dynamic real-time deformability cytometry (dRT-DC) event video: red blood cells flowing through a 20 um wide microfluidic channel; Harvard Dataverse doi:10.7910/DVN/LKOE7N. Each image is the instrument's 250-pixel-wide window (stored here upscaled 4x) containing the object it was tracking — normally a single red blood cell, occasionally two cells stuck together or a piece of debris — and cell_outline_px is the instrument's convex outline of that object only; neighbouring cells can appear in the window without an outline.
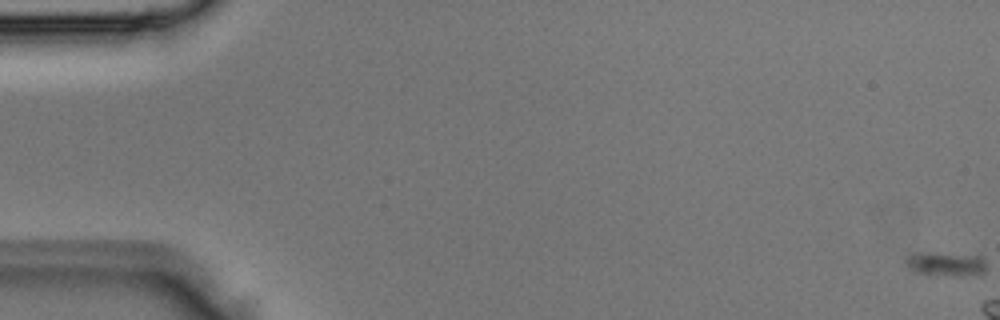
{"species": "Egyptian fruit bat (a non-hibernating species)", "species_latin": "Rousettus aegyptiacus", "temperature_condition": "room temperature", "stored_images_in_passage": 6, "segment_of_instrument_passage": [1, 2], "camera_frame_rate_fps": 3000, "um_per_image_px": 0.085, "animal": {"sex": "male"}, "frame": {"image": 1, "passage_image": 1, "time_ms": 0.0, "image_size_px": [1000, 320], "cell_outline_px": [[984, 272], [916, 272], [908, 268], [904, 260], [904, 256], [908, 252], [928, 252], [984, 256]], "centroid_in_image_um": [80.22, 22.31], "position_along_channel_um": 4.8, "area_um2": 10.35}}